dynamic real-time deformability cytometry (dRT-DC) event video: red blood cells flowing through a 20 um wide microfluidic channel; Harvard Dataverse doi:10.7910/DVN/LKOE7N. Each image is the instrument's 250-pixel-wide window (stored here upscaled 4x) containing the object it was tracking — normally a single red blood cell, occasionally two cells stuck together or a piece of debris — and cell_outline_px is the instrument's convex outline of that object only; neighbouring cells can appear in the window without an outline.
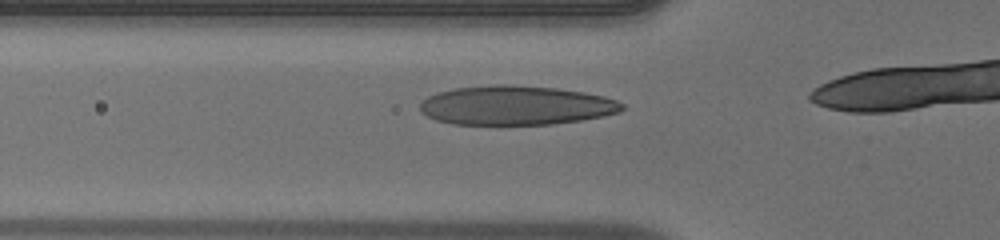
{"species": "human", "species_latin": "Homo sapiens", "temperature_condition": "warm", "stored_images_in_passage": 14, "camera_frame_rate_fps": 3000, "um_per_image_px": 0.085, "donor": {"sex": "male"}, "frame": {"image": 1, "passage_image": 9, "time_ms": 2.667, "image_size_px": [1000, 240], "cell_outline_px": [[624, 108], [620, 112], [604, 116], [580, 120], [552, 124], [452, 124], [436, 120], [420, 112], [420, 104], [428, 96], [436, 92], [456, 88], [496, 84], [512, 84], [556, 88], [584, 92], [604, 96], [616, 100], [624, 104]], "centroid_in_image_um": [43.86, 8.95], "position_along_channel_um": 81.9, "area_um2": 46.3}}
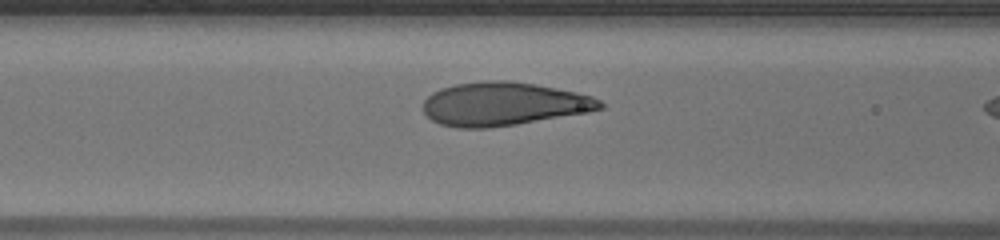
{"frame": {"image": 2, "passage_image": 12, "time_ms": 3.667, "image_size_px": [1000, 240], "cell_outline_px": [[604, 108], [588, 112], [516, 124], [488, 128], [456, 128], [440, 124], [432, 120], [424, 112], [424, 100], [432, 92], [440, 88], [456, 84], [480, 80], [508, 80], [536, 84], [576, 92], [592, 96], [600, 100], [604, 104]], "centroid_in_image_um": [42.79, 8.83], "position_along_channel_um": 123.8, "area_um2": 44.91}}